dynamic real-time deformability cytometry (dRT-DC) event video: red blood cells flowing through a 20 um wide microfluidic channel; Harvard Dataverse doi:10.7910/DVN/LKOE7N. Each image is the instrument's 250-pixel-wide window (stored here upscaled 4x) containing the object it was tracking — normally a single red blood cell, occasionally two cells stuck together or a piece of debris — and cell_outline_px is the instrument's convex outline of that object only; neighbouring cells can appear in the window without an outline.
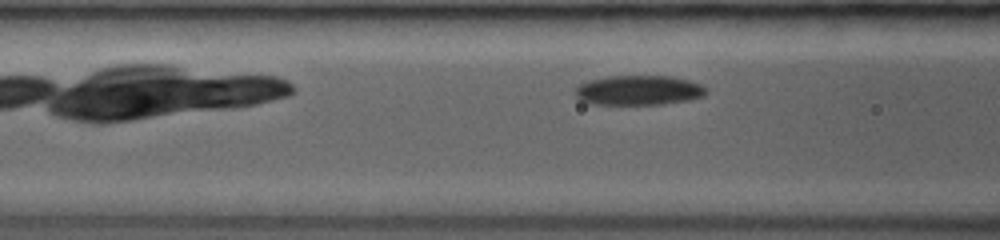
{"species": "common noctule bat (a hibernating species)", "species_latin": "Nyctalus noctula", "temperature_condition": "room temperature", "stored_images_in_passage": 6, "camera_frame_rate_fps": 3500, "um_per_image_px": 0.085, "animal": {"sex": "female", "body_mass_g": 19.0, "forearm_length_mm": 53.3}, "frame": {"image": 1, "passage_image": 4, "time_ms": 0.857, "image_size_px": [1000, 240], "cell_outline_px": [[704, 96], [688, 100], [660, 104], [596, 104], [580, 100], [576, 96], [576, 88], [580, 84], [588, 80], [608, 76], [672, 76], [688, 80], [700, 84], [704, 88]], "centroid_in_image_um": [54.26, 7.66], "position_along_channel_um": 112.3, "area_um2": 22.43}}